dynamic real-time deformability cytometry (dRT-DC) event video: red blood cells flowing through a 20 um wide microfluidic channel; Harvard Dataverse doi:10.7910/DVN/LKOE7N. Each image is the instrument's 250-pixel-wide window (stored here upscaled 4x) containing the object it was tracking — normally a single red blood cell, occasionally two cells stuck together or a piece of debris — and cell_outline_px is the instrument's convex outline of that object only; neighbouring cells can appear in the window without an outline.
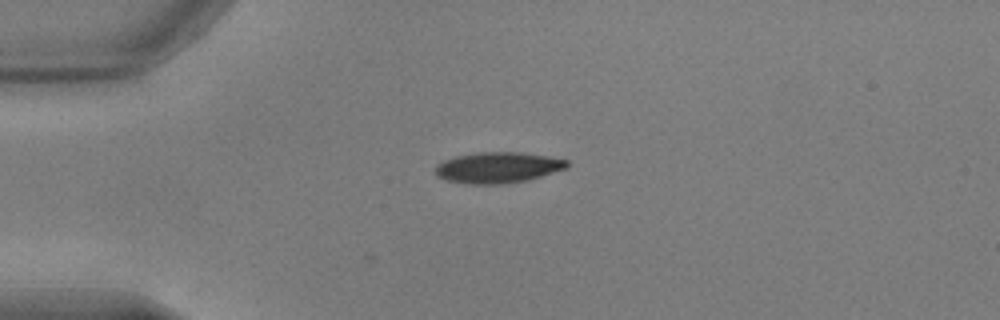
{"species": "common noctule bat (a hibernating species)", "species_latin": "Nyctalus noctula", "temperature_condition": "warm", "stored_images_in_passage": 40, "camera_frame_rate_fps": 3000, "um_per_image_px": 0.085, "animal": {"sex": "male", "body_mass_g": 17.9, "forearm_length_mm": 54.2}, "frame": {"image": 1, "passage_image": 1, "time_ms": 0.0, "image_size_px": [1000, 320], "cell_outline_px": [[568, 168], [528, 180], [496, 184], [472, 184], [448, 180], [436, 176], [436, 164], [444, 160], [456, 156], [476, 152], [520, 152], [548, 156], [568, 160]], "centroid_in_image_um": [42.33, 14.23], "position_along_channel_um": 42.7, "area_um2": 23.64}}
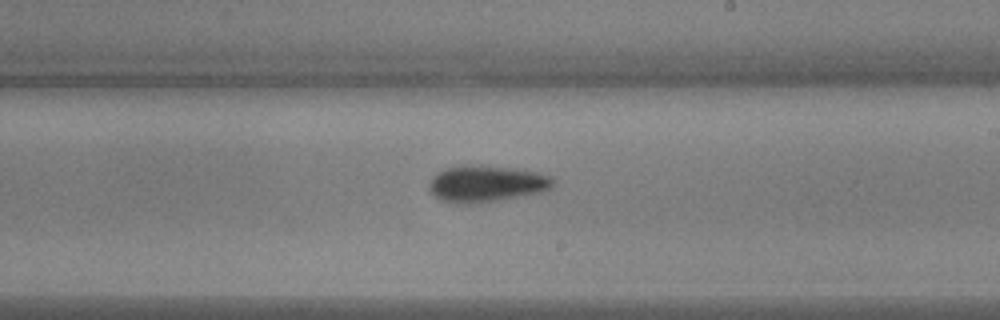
{"frame": {"image": 2, "passage_image": 19, "time_ms": 6.0, "image_size_px": [1000, 320], "cell_outline_px": [[556, 180], [552, 188], [544, 192], [472, 204], [464, 204], [440, 200], [428, 188], [428, 184], [432, 176], [436, 172], [448, 168], [468, 164], [508, 168], [536, 172], [552, 176]], "centroid_in_image_um": [41.35, 15.62], "position_along_channel_um": 247.6, "area_um2": 26.36}}
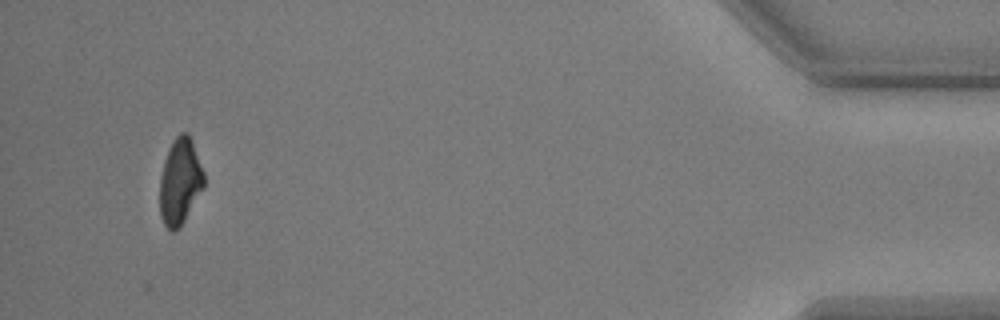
{"frame": {"image": 3, "passage_image": 38, "time_ms": 12.333, "image_size_px": [1000, 320], "cell_outline_px": [[204, 188], [180, 228], [176, 232], [172, 232], [164, 224], [160, 216], [160, 176], [164, 160], [168, 148], [176, 136], [180, 132], [188, 132], [192, 140], [204, 172]], "centroid_in_image_um": [15.3, 15.44], "position_along_channel_um": 419.9, "area_um2": 22.48}, "authors_computed_cell_mechanics": {"area_um2": 24.0737, "velocity_mm_per_s": 3.8367, "shape_relaxation_time_tau1_ms": 3.9734, "shape_relaxation_time_tau2_ms": 8.9122, "deformation_change_tau1": 0.1561, "deformation_change_tau2": 0.1689}}